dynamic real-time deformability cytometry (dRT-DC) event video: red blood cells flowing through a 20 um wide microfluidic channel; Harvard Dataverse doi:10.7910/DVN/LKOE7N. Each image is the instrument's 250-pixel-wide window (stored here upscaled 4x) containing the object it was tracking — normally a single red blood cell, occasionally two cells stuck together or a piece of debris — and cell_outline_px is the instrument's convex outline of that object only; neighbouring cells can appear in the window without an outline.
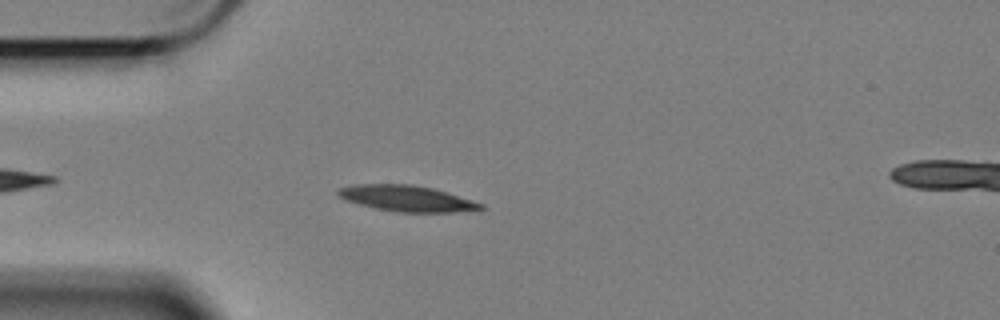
{"species": "Egyptian fruit bat (a non-hibernating species)", "species_latin": "Rousettus aegyptiacus", "temperature_condition": "cold", "stored_images_in_passage": 49, "camera_frame_rate_fps": 3000, "um_per_image_px": 0.085, "animal": {"sex": "female"}, "frame": {"image": 1, "passage_image": 6, "time_ms": 1.667, "image_size_px": [1000, 320], "cell_outline_px": [[484, 208], [456, 212], [396, 212], [376, 208], [344, 200], [336, 192], [340, 188], [356, 184], [412, 184], [432, 188], [472, 200], [484, 204]], "centroid_in_image_um": [34.56, 16.86], "position_along_channel_um": 50.4, "area_um2": 21.33}}
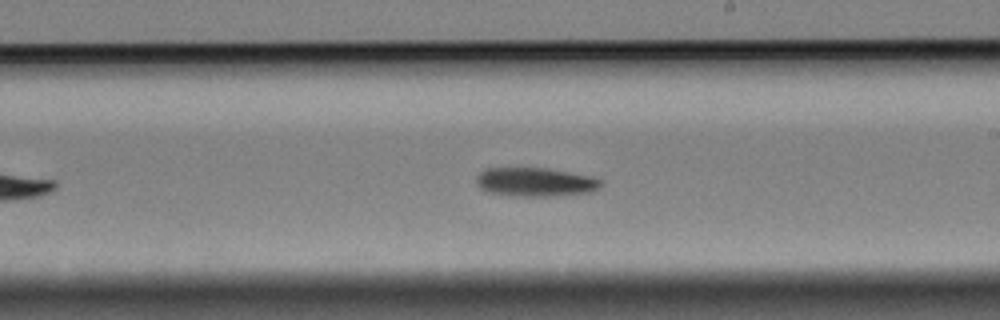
{"frame": {"image": 2, "passage_image": 24, "time_ms": 7.667, "image_size_px": [1000, 320], "cell_outline_px": [[604, 184], [600, 188], [592, 192], [552, 196], [512, 196], [488, 192], [480, 188], [476, 184], [476, 176], [484, 168], [544, 168], [596, 176], [604, 180]], "centroid_in_image_um": [45.56, 15.47], "position_along_channel_um": 243.4, "area_um2": 21.39}}
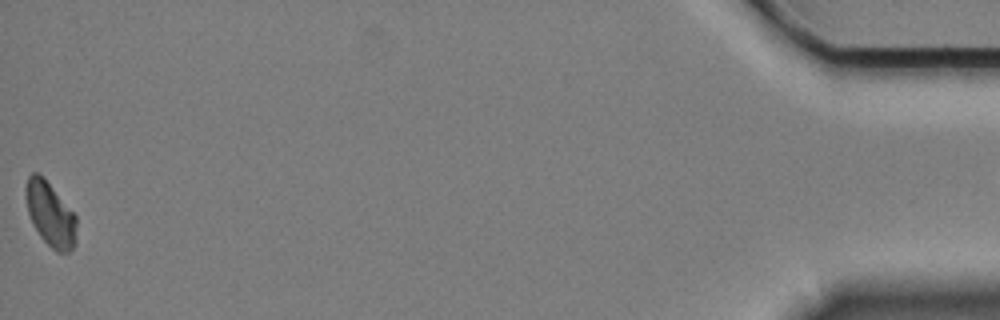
{"frame": {"image": 3, "passage_image": 49, "time_ms": 16.0, "image_size_px": [1000, 320], "cell_outline_px": [[76, 244], [68, 252], [56, 252], [40, 236], [32, 224], [28, 212], [24, 192], [28, 176], [32, 172], [36, 172], [52, 188], [76, 216]], "centroid_in_image_um": [4.26, 18.24], "position_along_channel_um": 430.9, "area_um2": 18.67}, "authors_computed_cell_mechanics": {"area_um2": 20.6346, "velocity_mm_per_s": 3.3922, "shape_relaxation_time_tau1_ms": 2.4834, "shape_relaxation_time_tau2_ms": null, "deformation_change_tau1": 0.0904, "deformation_change_tau2": null}}